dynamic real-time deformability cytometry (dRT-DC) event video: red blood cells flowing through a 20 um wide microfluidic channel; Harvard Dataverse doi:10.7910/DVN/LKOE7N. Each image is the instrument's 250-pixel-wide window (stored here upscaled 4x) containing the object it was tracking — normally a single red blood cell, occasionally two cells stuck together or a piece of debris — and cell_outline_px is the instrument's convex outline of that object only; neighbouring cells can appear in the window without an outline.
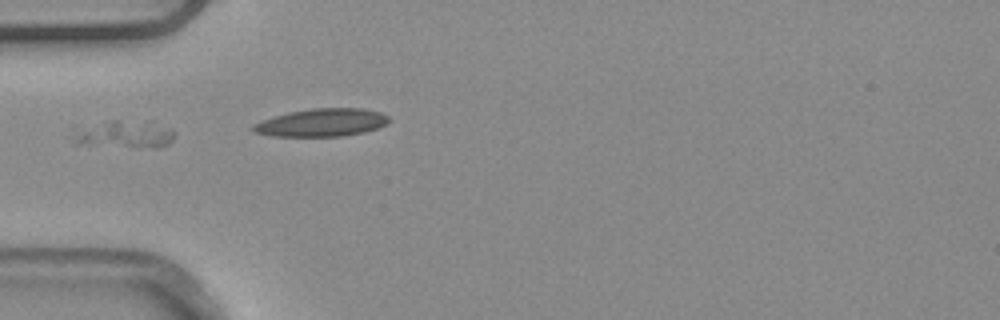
{"species": "common noctule bat (a hibernating species)", "species_latin": "Nyctalus noctula", "temperature_condition": "warm", "stored_images_in_passage": 8, "segment_of_instrument_passage": [2, 2], "camera_frame_rate_fps": 3000, "um_per_image_px": 0.085, "animal": {"sex": "male", "body_mass_g": 20.4}, "frame": {"image": 1, "passage_image": 5, "time_ms": 1.333, "image_size_px": [1000, 320], "cell_outline_px": [[176, 132], [172, 140], [168, 144], [160, 148], [156, 148], [76, 144], [76, 140], [84, 132], [112, 120], [152, 120]], "centroid_in_image_um": [10.92, 11.43], "position_along_channel_um": 74.1, "area_um2": 15.26}}
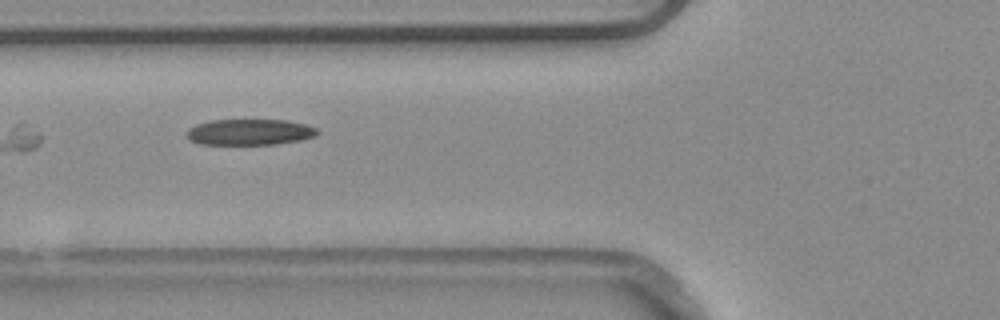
{"frame": {"image": 2, "passage_image": 6, "time_ms": 1.667, "image_size_px": [1000, 320], "cell_outline_px": [[320, 132], [316, 136], [300, 140], [276, 144], [200, 144], [188, 140], [184, 136], [188, 128], [196, 124], [212, 120], [288, 120], [304, 124], [316, 128]], "centroid_in_image_um": [21.18, 11.23], "position_along_channel_um": 104.6, "area_um2": 19.94}}